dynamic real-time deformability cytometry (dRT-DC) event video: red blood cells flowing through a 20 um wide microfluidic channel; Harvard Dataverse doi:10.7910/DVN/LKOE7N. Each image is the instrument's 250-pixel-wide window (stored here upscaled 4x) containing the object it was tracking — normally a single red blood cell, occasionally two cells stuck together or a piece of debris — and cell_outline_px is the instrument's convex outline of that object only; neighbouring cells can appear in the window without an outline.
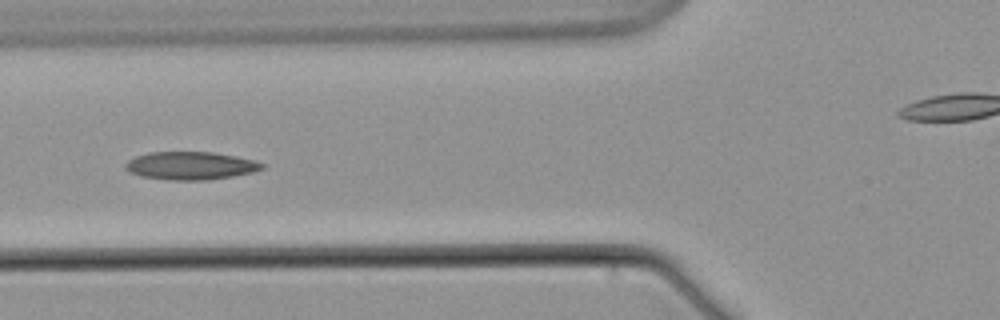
{"species": "common noctule bat (a hibernating species)", "species_latin": "Nyctalus noctula", "temperature_condition": "warm", "stored_images_in_passage": 10, "camera_frame_rate_fps": 3000, "um_per_image_px": 0.085, "animal": {"sex": "male", "body_mass_g": 21.5, "forearm_length_mm": 52.0}, "frame": {"image": 1, "passage_image": 7, "time_ms": 7.667, "image_size_px": [1000, 320], "cell_outline_px": [[264, 168], [252, 172], [232, 176], [208, 180], [168, 180], [140, 176], [128, 172], [124, 168], [124, 164], [128, 160], [136, 156], [148, 152], [212, 152], [236, 156], [256, 160], [264, 164]], "centroid_in_image_um": [16.17, 14.08], "position_along_channel_um": 109.6, "area_um2": 22.43}}